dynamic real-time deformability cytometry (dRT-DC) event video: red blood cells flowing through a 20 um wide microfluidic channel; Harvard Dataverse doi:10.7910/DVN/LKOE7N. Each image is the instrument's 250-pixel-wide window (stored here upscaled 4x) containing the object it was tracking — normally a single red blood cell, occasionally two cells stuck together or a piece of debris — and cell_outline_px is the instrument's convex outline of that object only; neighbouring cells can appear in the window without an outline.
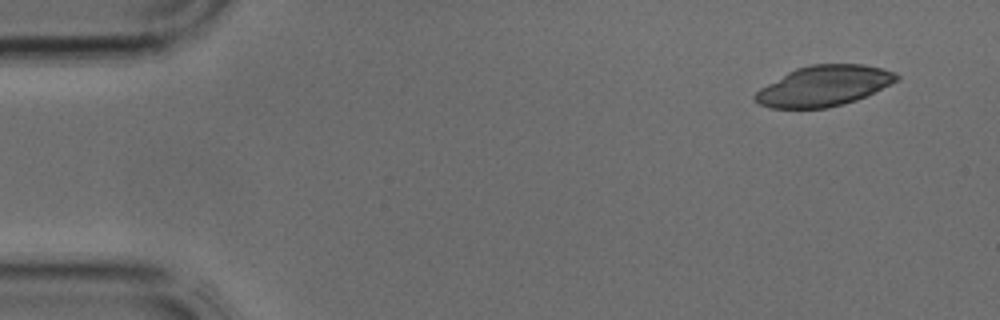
{"species": "common noctule bat (a hibernating species)", "species_latin": "Nyctalus noctula", "temperature_condition": "cold", "stored_images_in_passage": 3, "camera_frame_rate_fps": 3000, "um_per_image_px": 0.085, "animal": {"sex": "male", "body_mass_g": 17.9, "forearm_length_mm": 54.2}, "frame": {"image": 1, "passage_image": 1, "time_ms": 0.0, "image_size_px": [1000, 320], "cell_outline_px": [[900, 80], [856, 100], [828, 108], [772, 108], [760, 104], [752, 96], [760, 88], [788, 72], [796, 68], [812, 64], [864, 64], [896, 72], [900, 76]], "centroid_in_image_um": [70.05, 7.29], "position_along_channel_um": 15.0, "area_um2": 33.23}}